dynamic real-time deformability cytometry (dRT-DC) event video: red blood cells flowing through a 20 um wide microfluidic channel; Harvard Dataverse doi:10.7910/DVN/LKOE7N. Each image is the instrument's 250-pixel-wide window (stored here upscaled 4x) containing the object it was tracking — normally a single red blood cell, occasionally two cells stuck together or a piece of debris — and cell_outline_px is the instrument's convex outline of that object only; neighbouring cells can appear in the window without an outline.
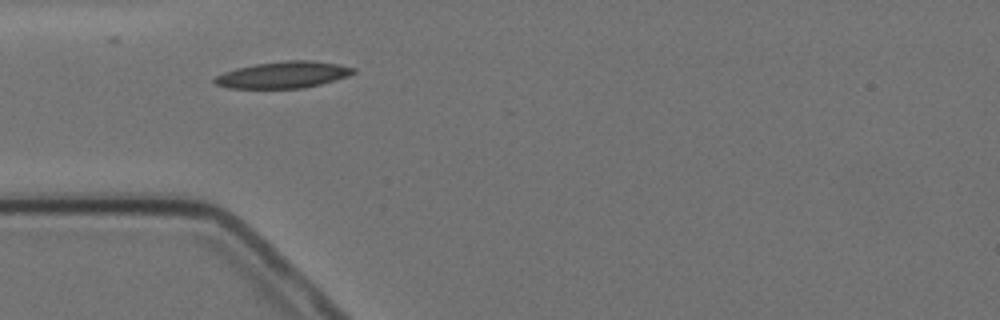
{"species": "Egyptian fruit bat (a non-hibernating species)", "species_latin": "Rousettus aegyptiacus", "temperature_condition": "cold", "stored_images_in_passage": 11, "camera_frame_rate_fps": 3000, "um_per_image_px": 0.085, "animal": {"sex": "female"}, "frame": {"image": 1, "passage_image": 1, "time_ms": 0.0, "image_size_px": [1000, 320], "cell_outline_px": [[356, 72], [348, 76], [320, 84], [304, 88], [228, 88], [216, 84], [212, 80], [216, 76], [224, 72], [236, 68], [256, 64], [284, 60], [312, 60], [340, 64], [356, 68]], "centroid_in_image_um": [24.1, 6.35], "position_along_channel_um": 60.9, "area_um2": 21.56}}
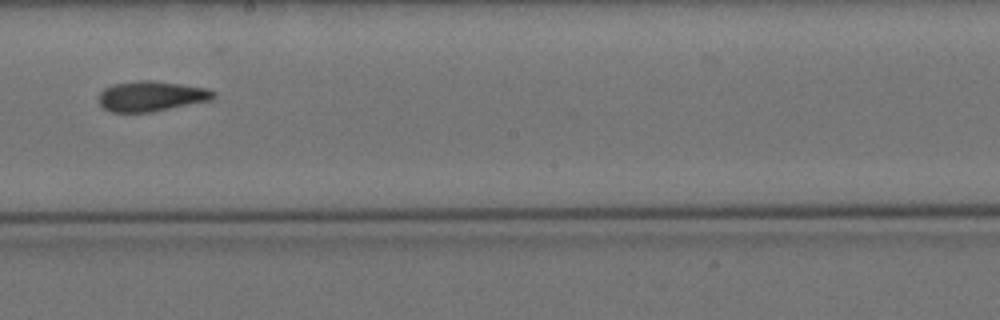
{"frame": {"image": 2, "passage_image": 5, "time_ms": 5.0, "image_size_px": [1000, 320], "cell_outline_px": [[216, 96], [212, 100], [152, 112], [108, 112], [96, 100], [96, 96], [104, 88], [116, 84], [140, 80], [152, 80], [180, 84], [204, 88], [216, 92]], "centroid_in_image_um": [12.82, 8.19], "position_along_channel_um": 235.4, "area_um2": 20.35}}
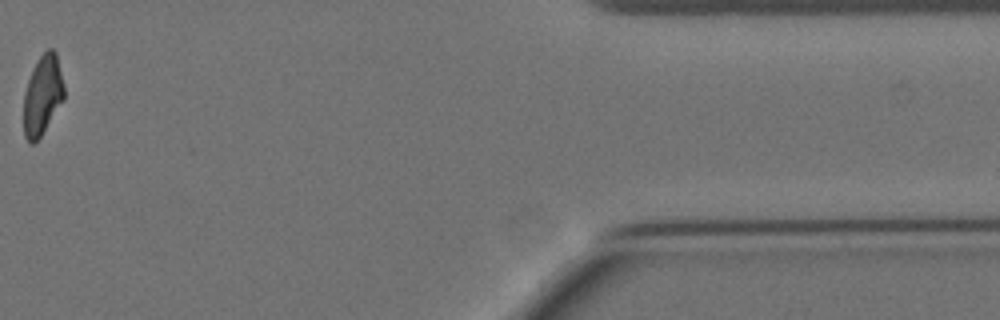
{"frame": {"image": 3, "passage_image": 10, "time_ms": 11.667, "image_size_px": [1000, 320], "cell_outline_px": [[64, 100], [40, 136], [32, 144], [24, 136], [24, 92], [28, 80], [40, 56], [48, 48], [52, 48], [56, 52], [64, 88]], "centroid_in_image_um": [3.62, 8.08], "position_along_channel_um": 407.8, "area_um2": 18.38}, "authors_computed_cell_mechanics": {"area_um2": 20.3456, "velocity_mm_per_s": 3.5001, "shape_relaxation_time_tau1_ms": 5.1322, "shape_relaxation_time_tau2_ms": 5.889, "deformation_change_tau1": 0.1051, "deformation_change_tau2": 0.0988}}